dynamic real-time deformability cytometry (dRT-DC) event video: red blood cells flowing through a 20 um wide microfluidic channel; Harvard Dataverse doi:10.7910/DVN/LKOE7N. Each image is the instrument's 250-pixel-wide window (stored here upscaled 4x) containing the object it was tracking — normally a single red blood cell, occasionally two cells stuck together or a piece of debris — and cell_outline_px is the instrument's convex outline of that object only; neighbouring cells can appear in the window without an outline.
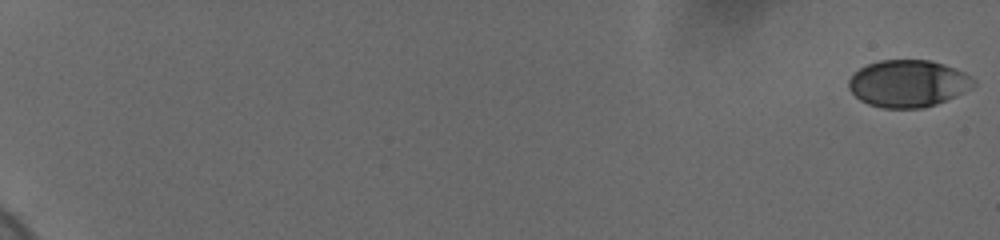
{"species": "human", "species_latin": "Homo sapiens", "temperature_condition": "cold", "stored_images_in_passage": 60, "camera_frame_rate_fps": 3000, "um_per_image_px": 0.085, "donor": {"sex": "female"}, "frame": {"image": 1, "passage_image": 1, "time_ms": 0.0, "image_size_px": [1000, 240], "cell_outline_px": [[976, 84], [972, 88], [936, 104], [924, 108], [884, 108], [868, 104], [860, 100], [848, 88], [848, 80], [860, 68], [868, 64], [880, 60], [928, 60], [944, 64], [964, 72], [972, 76], [976, 80]], "centroid_in_image_um": [77.2, 7.1], "position_along_channel_um": 7.8, "area_um2": 34.22}}
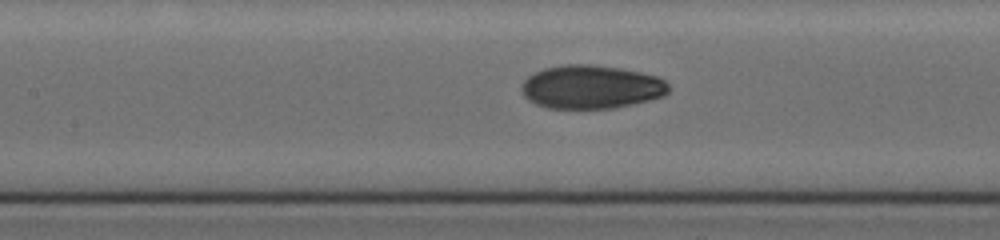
{"frame": {"image": 2, "passage_image": 32, "time_ms": 10.333, "image_size_px": [1000, 240], "cell_outline_px": [[668, 92], [664, 96], [632, 104], [612, 108], [548, 108], [536, 104], [528, 100], [524, 96], [520, 88], [520, 84], [528, 76], [544, 68], [564, 64], [592, 64], [620, 68], [640, 72], [656, 76], [664, 80], [668, 84]], "centroid_in_image_um": [50.22, 7.38], "position_along_channel_um": 157.2, "area_um2": 37.34}}
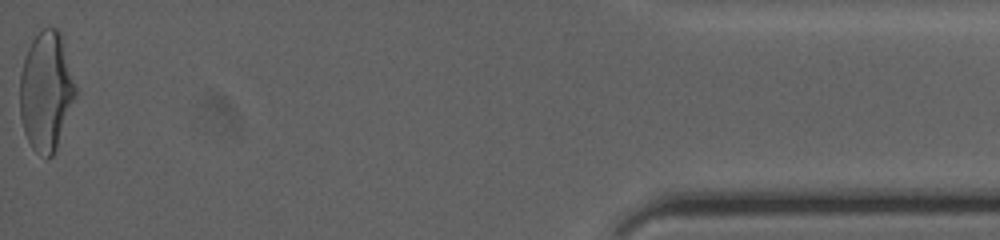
{"frame": {"image": 3, "passage_image": 60, "time_ms": 19.667, "image_size_px": [1000, 240], "cell_outline_px": [[76, 96], [56, 148], [52, 156], [48, 160], [36, 152], [32, 148], [24, 132], [20, 116], [20, 72], [28, 48], [32, 40], [44, 28], [56, 28], [60, 32], [76, 88]], "centroid_in_image_um": [3.91, 7.79], "position_along_channel_um": 431.3, "area_um2": 38.21}, "authors_computed_cell_mechanics": {"area_um2": 36.125, "velocity_mm_per_s": 3.6939, "shape_relaxation_time_tau1_ms": 5.4942, "shape_relaxation_time_tau2_ms": 1.5576, "deformation_change_tau1": 0.1784, "deformation_change_tau2": 0.0561}}